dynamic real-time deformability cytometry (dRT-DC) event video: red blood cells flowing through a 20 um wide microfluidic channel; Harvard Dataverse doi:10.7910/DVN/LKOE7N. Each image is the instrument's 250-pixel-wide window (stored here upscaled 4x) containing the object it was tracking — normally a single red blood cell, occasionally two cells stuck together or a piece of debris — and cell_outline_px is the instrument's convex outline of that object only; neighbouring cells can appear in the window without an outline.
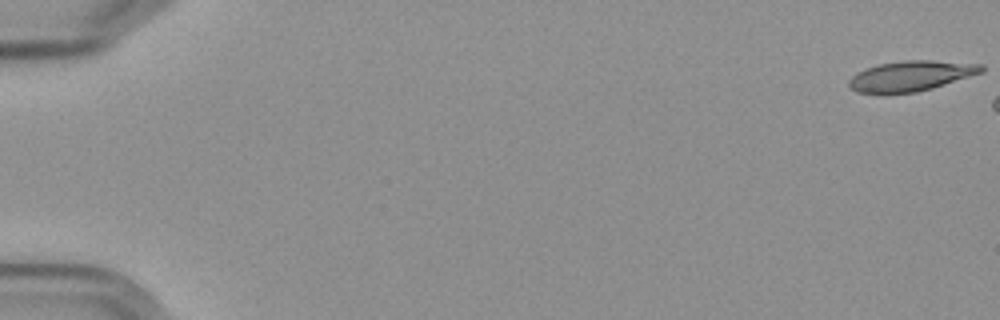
{"species": "Egyptian fruit bat (a non-hibernating species)", "species_latin": "Rousettus aegyptiacus", "temperature_condition": "cold", "stored_images_in_passage": 8, "camera_frame_rate_fps": 3000, "um_per_image_px": 0.085, "frame": {"image": 1, "passage_image": 1, "time_ms": 0.0, "image_size_px": [1000, 320], "cell_outline_px": [[984, 72], [932, 88], [916, 92], [856, 92], [848, 84], [848, 80], [856, 72], [880, 64], [904, 60], [932, 60], [984, 64]], "centroid_in_image_um": [77.48, 6.43], "position_along_channel_um": 7.5, "area_um2": 23.06}}